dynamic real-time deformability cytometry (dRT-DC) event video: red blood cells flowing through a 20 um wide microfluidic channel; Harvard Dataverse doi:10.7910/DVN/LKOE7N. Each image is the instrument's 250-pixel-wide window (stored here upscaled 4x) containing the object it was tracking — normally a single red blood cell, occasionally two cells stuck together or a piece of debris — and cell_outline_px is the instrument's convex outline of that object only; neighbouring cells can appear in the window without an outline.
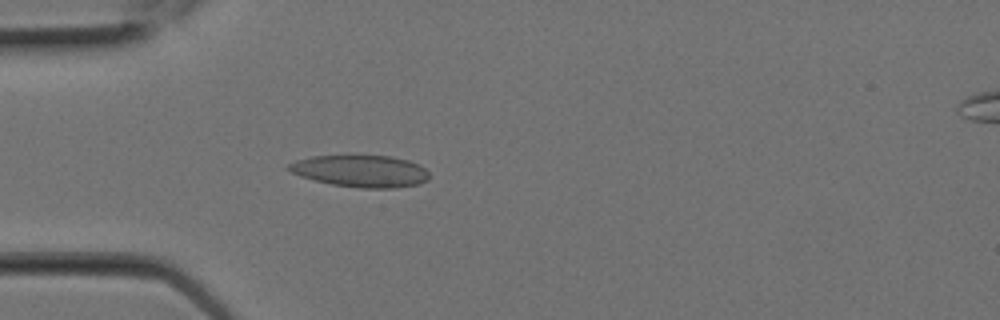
{"species": "Egyptian fruit bat (a non-hibernating species)", "species_latin": "Rousettus aegyptiacus", "temperature_condition": "room temperature", "stored_images_in_passage": 10, "camera_frame_rate_fps": 3000, "um_per_image_px": 0.085, "animal": {"sex": "female"}, "frame": {"image": 1, "passage_image": 7, "time_ms": 2.0, "image_size_px": [1000, 320], "cell_outline_px": [[428, 180], [420, 184], [396, 188], [360, 188], [332, 184], [300, 176], [284, 168], [288, 164], [296, 160], [312, 156], [392, 156], [408, 160], [420, 164], [428, 172]], "centroid_in_image_um": [30.67, 14.54], "position_along_channel_um": 54.3, "area_um2": 26.18}}
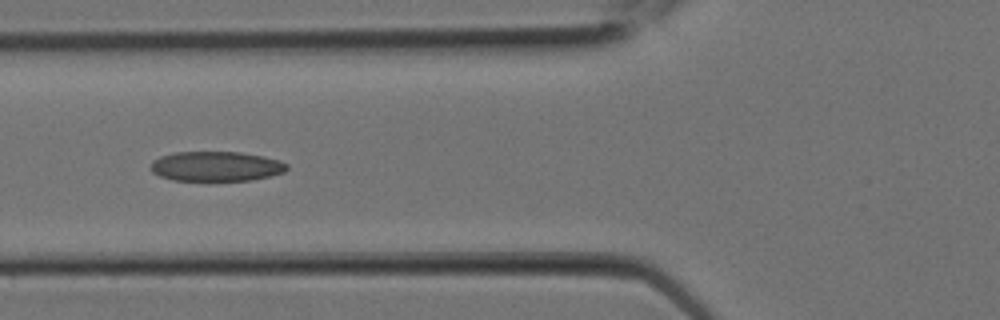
{"frame": {"image": 2, "passage_image": 9, "time_ms": 2.667, "image_size_px": [1000, 320], "cell_outline_px": [[288, 168], [284, 172], [272, 176], [252, 180], [172, 180], [160, 176], [152, 172], [148, 168], [152, 160], [160, 156], [176, 152], [240, 152], [264, 156], [280, 160], [288, 164]], "centroid_in_image_um": [18.37, 14.13], "position_along_channel_um": 107.4, "area_um2": 23.87}}
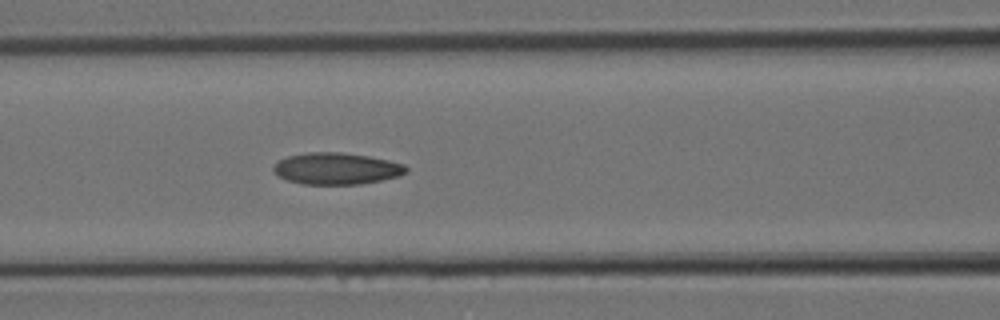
{"frame": {"image": 3, "passage_image": 10, "time_ms": 3.0, "image_size_px": [1000, 320], "cell_outline_px": [[408, 172], [400, 176], [360, 184], [304, 184], [288, 180], [280, 176], [272, 168], [280, 160], [288, 156], [308, 152], [340, 152], [368, 156], [388, 160], [404, 164], [408, 168]], "centroid_in_image_um": [28.65, 14.32], "position_along_channel_um": 138.0, "area_um2": 24.28}}